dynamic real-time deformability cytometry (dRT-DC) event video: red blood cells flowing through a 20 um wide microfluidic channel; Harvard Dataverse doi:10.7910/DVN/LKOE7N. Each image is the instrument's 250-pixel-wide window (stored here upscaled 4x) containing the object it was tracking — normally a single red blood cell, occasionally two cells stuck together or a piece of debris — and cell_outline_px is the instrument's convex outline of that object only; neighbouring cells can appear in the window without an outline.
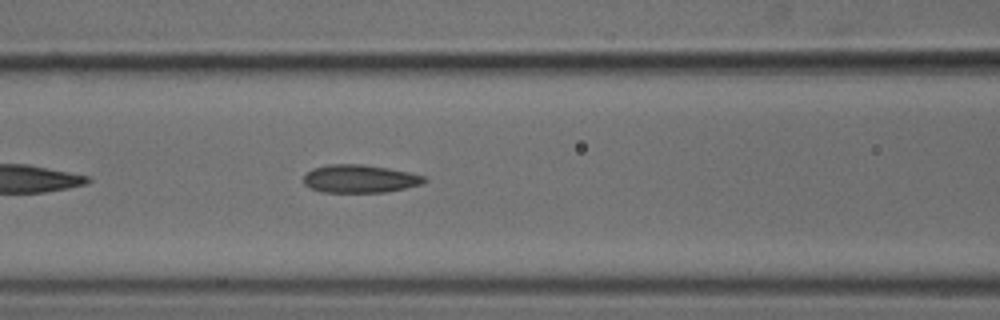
{"species": "common noctule bat (a hibernating species)", "species_latin": "Nyctalus noctula", "temperature_condition": "cold", "stored_images_in_passage": 35, "camera_frame_rate_fps": 3000, "um_per_image_px": 0.085, "animal": {"sex": "male", "body_mass_g": 18.8}, "frame": {"image": 1, "passage_image": 8, "time_ms": 2.333, "image_size_px": [1000, 320], "cell_outline_px": [[428, 180], [424, 184], [384, 192], [320, 192], [304, 184], [304, 176], [312, 168], [328, 164], [364, 164], [388, 168], [408, 172], [424, 176]], "centroid_in_image_um": [30.59, 15.19], "position_along_channel_um": 136.0, "area_um2": 19.71}}
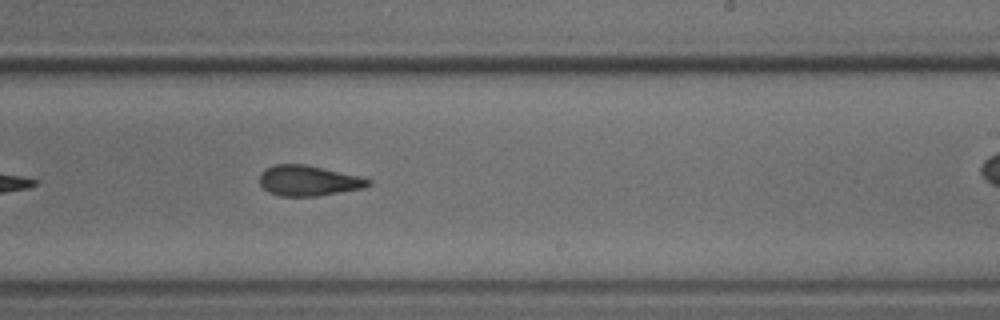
{"frame": {"image": 2, "passage_image": 18, "time_ms": 5.667, "image_size_px": [1000, 320], "cell_outline_px": [[372, 180], [368, 184], [360, 188], [312, 196], [280, 196], [264, 188], [260, 184], [260, 176], [268, 168], [276, 164], [304, 164], [356, 176]], "centroid_in_image_um": [26.16, 15.35], "position_along_channel_um": 262.8, "area_um2": 18.32}}
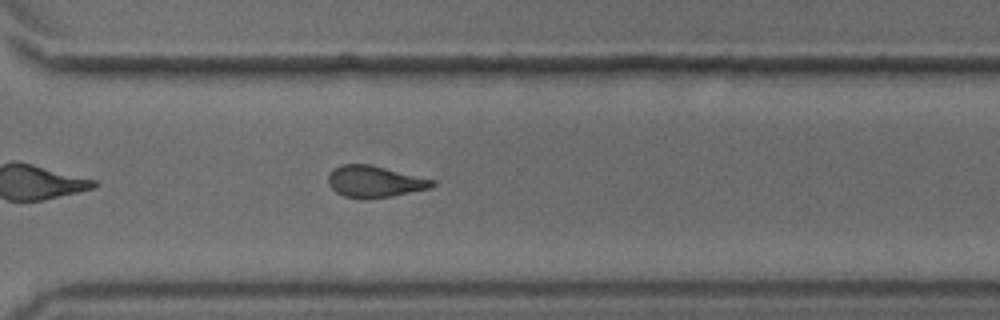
{"frame": {"image": 3, "passage_image": 24, "time_ms": 7.667, "image_size_px": [1000, 320], "cell_outline_px": [[436, 184], [428, 188], [388, 196], [344, 196], [336, 192], [332, 188], [328, 180], [328, 176], [336, 168], [344, 164], [372, 164], [436, 180]], "centroid_in_image_um": [31.88, 15.38], "position_along_channel_um": 338.7, "area_um2": 18.32}, "authors_computed_cell_mechanics": {"area_um2": 19.1896, "velocity_mm_per_s": 3.8023, "shape_relaxation_time_tau1_ms": 9.0038, "shape_relaxation_time_tau2_ms": 2.6644, "deformation_change_tau1": 0.1771, "deformation_change_tau2": 0.1014}}